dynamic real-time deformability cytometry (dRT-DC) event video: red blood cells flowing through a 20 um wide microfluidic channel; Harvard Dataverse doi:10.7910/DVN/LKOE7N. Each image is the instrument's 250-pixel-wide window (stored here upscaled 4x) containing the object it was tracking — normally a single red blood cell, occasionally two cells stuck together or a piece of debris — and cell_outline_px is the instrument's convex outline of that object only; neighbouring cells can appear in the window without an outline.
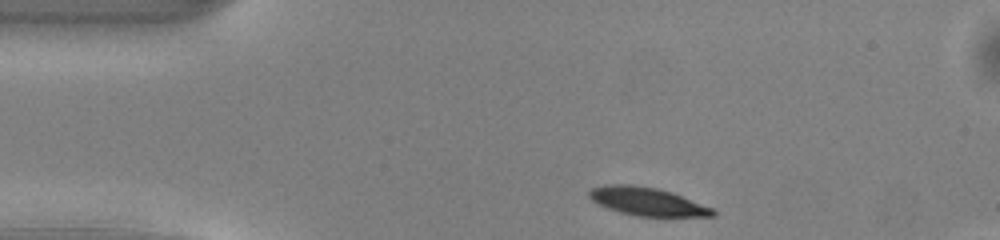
{"species": "common noctule bat (a hibernating species)", "species_latin": "Nyctalus noctula", "temperature_condition": "warm", "stored_images_in_passage": 42, "camera_frame_rate_fps": 3000, "um_per_image_px": 0.085, "animal": {"sex": "male", "body_mass_g": 13.0, "forearm_length_mm": 53.1}, "frame": {"image": 1, "passage_image": 1, "time_ms": 0.0, "image_size_px": [1000, 240], "cell_outline_px": [[716, 216], [640, 216], [620, 212], [608, 208], [592, 200], [588, 196], [588, 192], [592, 188], [604, 184], [632, 184], [656, 188], [672, 192], [712, 208], [716, 212]], "centroid_in_image_um": [54.99, 17.11], "position_along_channel_um": 30.0, "area_um2": 20.11}}
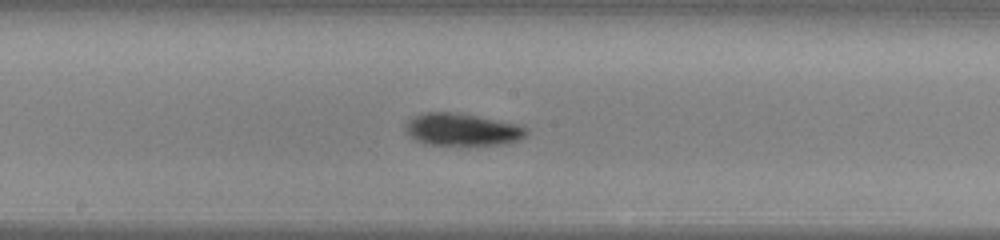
{"frame": {"image": 2, "passage_image": 18, "time_ms": 5.667, "image_size_px": [1000, 240], "cell_outline_px": [[528, 136], [520, 140], [508, 144], [424, 144], [416, 140], [404, 128], [408, 120], [412, 116], [420, 112], [456, 112], [520, 124], [528, 132]], "centroid_in_image_um": [39.31, 10.99], "position_along_channel_um": 208.9, "area_um2": 22.83}}
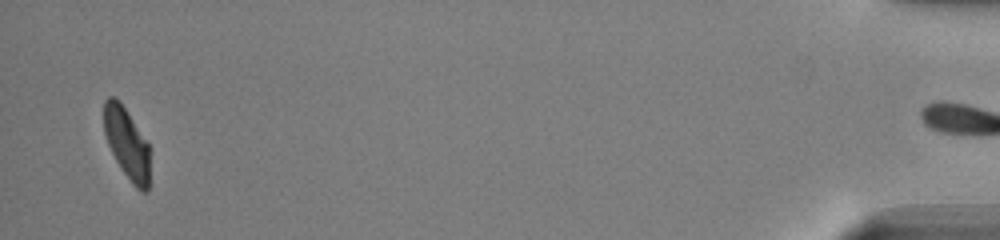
{"frame": {"image": 3, "passage_image": 41, "time_ms": 13.333, "image_size_px": [1000, 240], "cell_outline_px": [[148, 192], [140, 192], [132, 184], [120, 168], [108, 144], [104, 132], [104, 100], [108, 96], [112, 96], [120, 100], [148, 144]], "centroid_in_image_um": [10.75, 12.18], "position_along_channel_um": 424.4, "area_um2": 18.79}, "authors_computed_cell_mechanics": {"area_um2": 21.2993, "velocity_mm_per_s": 4.0326, "shape_relaxation_time_tau1_ms": 2.0616, "shape_relaxation_time_tau2_ms": 10.1657, "deformation_change_tau1": 0.1419, "deformation_change_tau2": 0.1515}}